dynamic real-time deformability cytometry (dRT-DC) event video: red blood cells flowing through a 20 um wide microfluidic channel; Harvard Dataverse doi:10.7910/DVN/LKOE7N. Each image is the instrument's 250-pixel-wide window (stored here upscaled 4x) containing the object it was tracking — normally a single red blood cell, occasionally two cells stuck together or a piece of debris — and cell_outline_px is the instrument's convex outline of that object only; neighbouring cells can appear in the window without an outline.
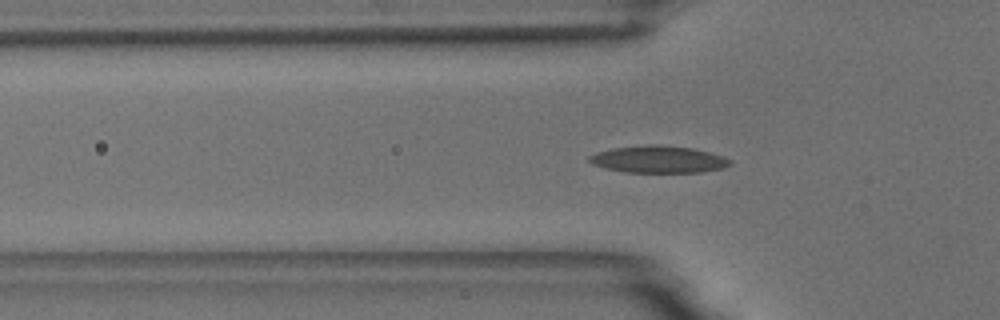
{"species": "common noctule bat (a hibernating species)", "species_latin": "Nyctalus noctula", "temperature_condition": "room temperature", "stored_images_in_passage": 56, "camera_frame_rate_fps": 3000, "um_per_image_px": 0.085, "animal": {"sex": "male", "body_mass_g": 18.8}, "frame": {"image": 1, "passage_image": 17, "time_ms": 5.333, "image_size_px": [1000, 320], "cell_outline_px": [[732, 164], [724, 168], [700, 172], [624, 172], [604, 168], [592, 164], [588, 160], [588, 156], [596, 152], [612, 148], [648, 144], [656, 144], [692, 148], [708, 152], [732, 160]], "centroid_in_image_um": [55.93, 13.54], "position_along_channel_um": 69.9, "area_um2": 22.25}}
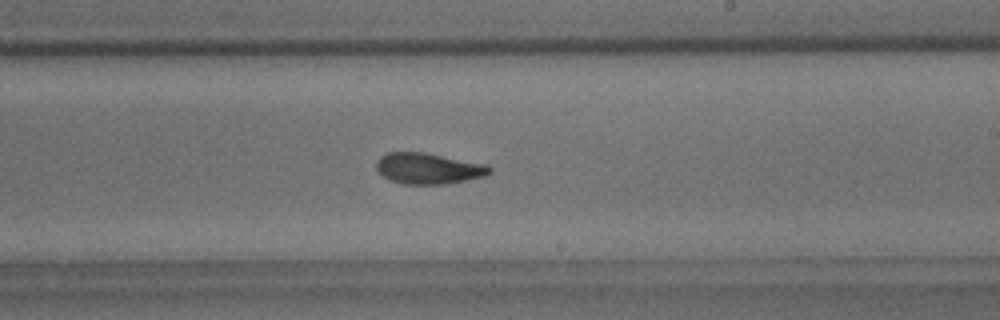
{"frame": {"image": 2, "passage_image": 32, "time_ms": 10.333, "image_size_px": [1000, 320], "cell_outline_px": [[492, 172], [484, 176], [444, 184], [404, 184], [392, 180], [384, 176], [376, 168], [376, 160], [380, 156], [388, 152], [424, 152], [488, 164], [492, 168]], "centroid_in_image_um": [36.43, 14.3], "position_along_channel_um": 252.6, "area_um2": 20.4}}
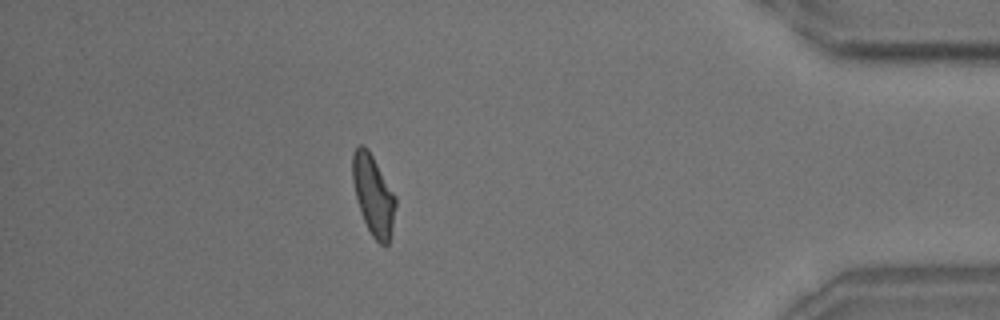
{"frame": {"image": 3, "passage_image": 48, "time_ms": 15.667, "image_size_px": [1000, 320], "cell_outline_px": [[396, 204], [388, 244], [380, 244], [372, 236], [364, 220], [356, 196], [352, 180], [352, 152], [360, 144], [364, 144], [368, 148], [396, 196]], "centroid_in_image_um": [31.72, 16.52], "position_along_channel_um": 403.5, "area_um2": 19.83}, "authors_computed_cell_mechanics": {"area_um2": 20.4034, "velocity_mm_per_s": 3.6477, "shape_relaxation_time_tau1_ms": 3.7013, "shape_relaxation_time_tau2_ms": 1.8619, "deformation_change_tau1": 0.1404, "deformation_change_tau2": 0.0906}}